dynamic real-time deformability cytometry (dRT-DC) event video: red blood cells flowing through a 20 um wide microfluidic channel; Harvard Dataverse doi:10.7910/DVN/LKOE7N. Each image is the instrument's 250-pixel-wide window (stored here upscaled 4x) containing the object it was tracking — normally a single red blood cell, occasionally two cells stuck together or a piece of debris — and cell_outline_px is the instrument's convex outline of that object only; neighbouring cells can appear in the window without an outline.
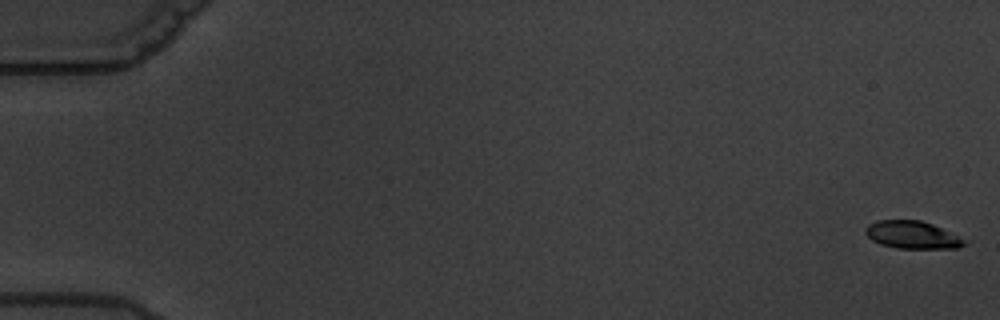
{"species": "common noctule bat (a hibernating species)", "species_latin": "Nyctalus noctula", "temperature_condition": "warm", "stored_images_in_passage": 7, "camera_frame_rate_fps": 3000, "um_per_image_px": 0.085, "animal": {"sex": "male", "body_mass_g": 19.5, "forearm_length_mm": 54.6}, "frame": {"image": 1, "passage_image": 1, "time_ms": 0.0, "image_size_px": [1000, 320], "cell_outline_px": [[972, 240], [968, 244], [956, 248], [896, 248], [880, 244], [872, 240], [864, 232], [864, 228], [868, 224], [876, 220], [920, 220], [932, 224]], "centroid_in_image_um": [77.61, 19.96], "position_along_channel_um": 7.4, "area_um2": 16.3}}
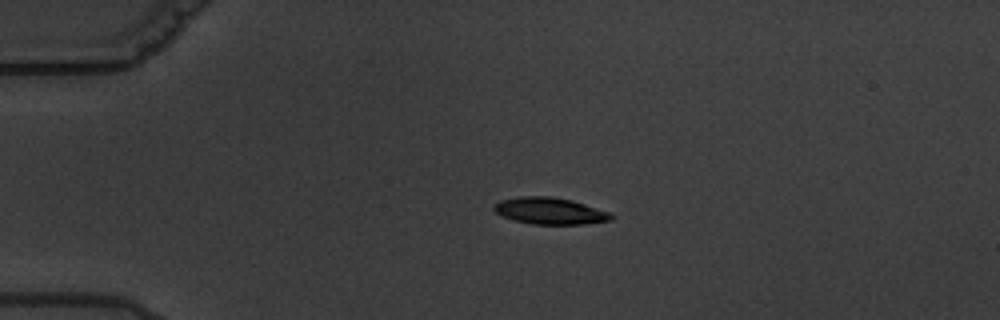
{"frame": {"image": 2, "passage_image": 5, "time_ms": 4.667, "image_size_px": [1000, 320], "cell_outline_px": [[616, 216], [612, 220], [584, 224], [532, 224], [512, 220], [500, 216], [492, 208], [492, 204], [500, 200], [520, 196], [552, 196], [572, 200], [612, 212]], "centroid_in_image_um": [46.74, 17.92], "position_along_channel_um": 38.3, "area_um2": 18.67}}
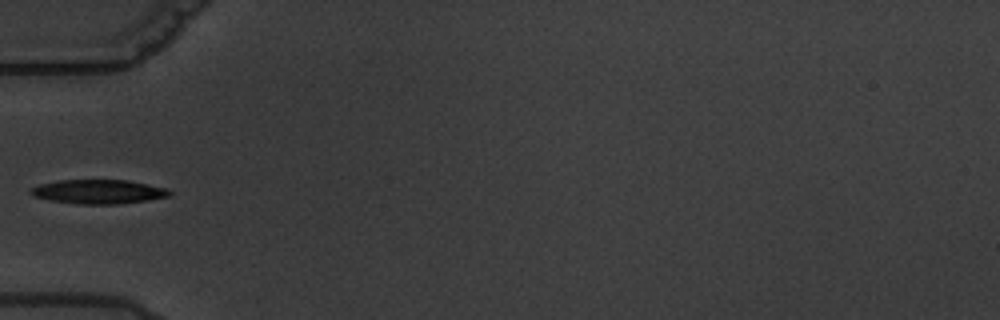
{"frame": {"image": 3, "passage_image": 7, "time_ms": 7.0, "image_size_px": [1000, 320], "cell_outline_px": [[172, 192], [168, 196], [148, 200], [116, 204], [80, 204], [48, 200], [32, 196], [28, 192], [32, 188], [40, 184], [60, 180], [128, 180], [168, 188]], "centroid_in_image_um": [8.36, 16.29], "position_along_channel_um": 76.6, "area_um2": 19.54}}